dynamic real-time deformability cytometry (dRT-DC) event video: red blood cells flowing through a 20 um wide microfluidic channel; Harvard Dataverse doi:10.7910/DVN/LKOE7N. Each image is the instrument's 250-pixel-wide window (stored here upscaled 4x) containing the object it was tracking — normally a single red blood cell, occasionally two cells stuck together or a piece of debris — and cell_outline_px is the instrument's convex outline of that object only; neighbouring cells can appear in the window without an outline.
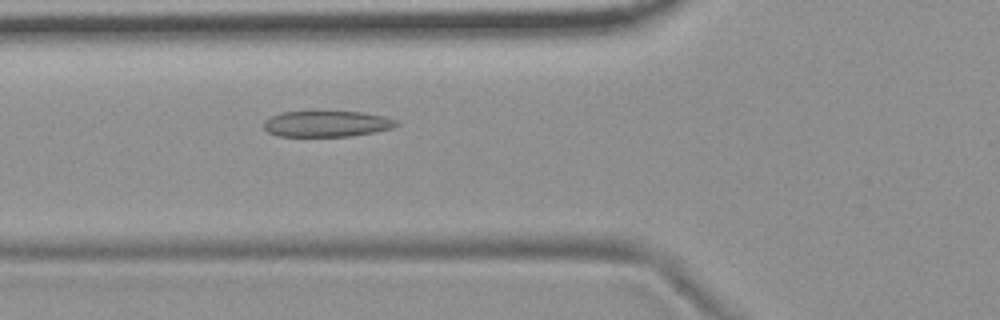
{"species": "common noctule bat (a hibernating species)", "species_latin": "Nyctalus noctula", "temperature_condition": "room temperature", "stored_images_in_passage": 54, "camera_frame_rate_fps": 3000, "um_per_image_px": 0.085, "animal": {"sex": "female", "body_mass_g": 19.9}, "frame": {"image": 1, "passage_image": 20, "time_ms": 6.333, "image_size_px": [1000, 320], "cell_outline_px": [[400, 124], [392, 128], [372, 132], [348, 136], [276, 136], [268, 132], [264, 128], [264, 120], [280, 112], [316, 108], [364, 112], [384, 116], [396, 120]], "centroid_in_image_um": [27.73, 10.46], "position_along_channel_um": 98.1, "area_um2": 21.15}}
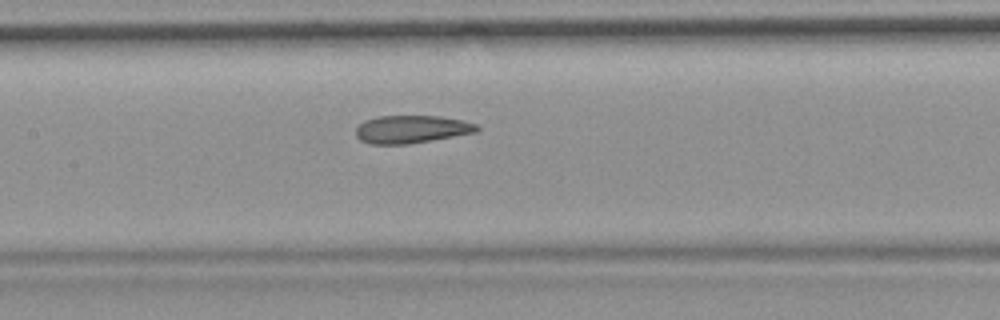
{"frame": {"image": 2, "passage_image": 26, "time_ms": 8.333, "image_size_px": [1000, 320], "cell_outline_px": [[480, 128], [476, 132], [408, 144], [372, 144], [360, 140], [356, 136], [356, 128], [364, 120], [376, 116], [440, 116], [464, 120], [476, 124]], "centroid_in_image_um": [34.96, 10.98], "position_along_channel_um": 172.4, "area_um2": 19.59}}
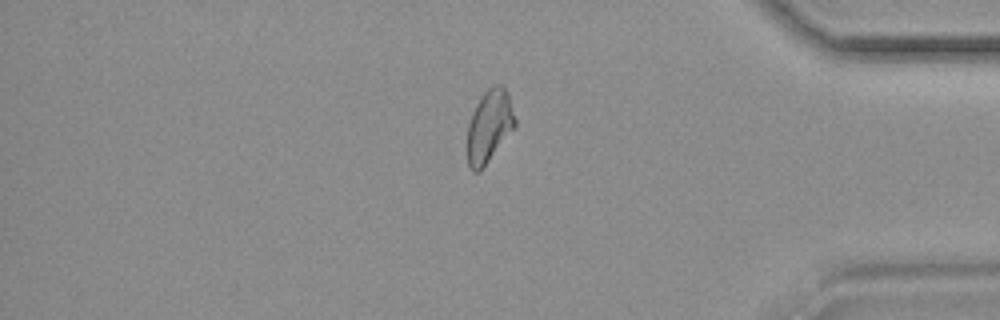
{"frame": {"image": 3, "passage_image": 46, "time_ms": 15.0, "image_size_px": [1000, 320], "cell_outline_px": [[516, 124], [484, 168], [480, 172], [472, 172], [468, 164], [468, 124], [472, 112], [480, 96], [492, 84], [504, 84], [508, 92], [516, 120]], "centroid_in_image_um": [41.59, 10.69], "position_along_channel_um": 393.6, "area_um2": 20.29}, "authors_computed_cell_mechanics": {"area_um2": 20.7213, "velocity_mm_per_s": 3.7022, "shape_relaxation_time_tau1_ms": null, "shape_relaxation_time_tau2_ms": 3.0577, "deformation_change_tau1": null, "deformation_change_tau2": 0.1116}}